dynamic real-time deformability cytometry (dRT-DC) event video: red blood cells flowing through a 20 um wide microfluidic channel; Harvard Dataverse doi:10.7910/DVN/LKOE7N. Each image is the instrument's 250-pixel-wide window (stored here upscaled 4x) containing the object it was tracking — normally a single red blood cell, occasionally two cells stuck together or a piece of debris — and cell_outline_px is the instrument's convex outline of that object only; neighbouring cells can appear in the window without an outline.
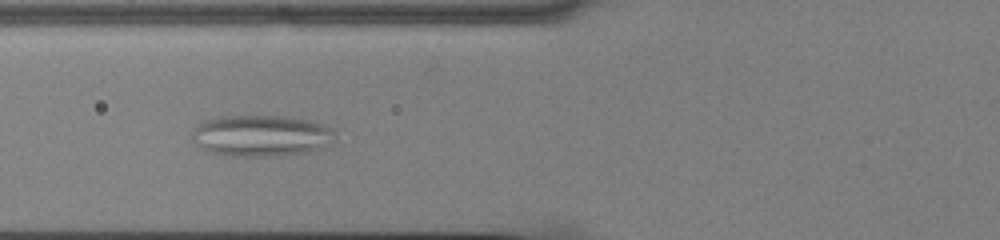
{"species": "common noctule bat (a hibernating species)", "species_latin": "Nyctalus noctula", "temperature_condition": "cold", "stored_images_in_passage": 40, "camera_frame_rate_fps": 3000, "um_per_image_px": 0.085, "animal": {"sex": "male", "body_mass_g": 13.0, "forearm_length_mm": 53.1}, "frame": {"image": 1, "passage_image": 7, "time_ms": 2.0, "image_size_px": [1000, 240], "cell_outline_px": [[336, 140], [320, 148], [308, 152], [276, 156], [232, 156], [212, 152], [196, 144], [192, 140], [192, 132], [204, 120], [220, 116], [284, 116], [312, 120], [336, 128]], "centroid_in_image_um": [22.28, 11.52], "position_along_channel_um": 103.5, "area_um2": 34.74}}
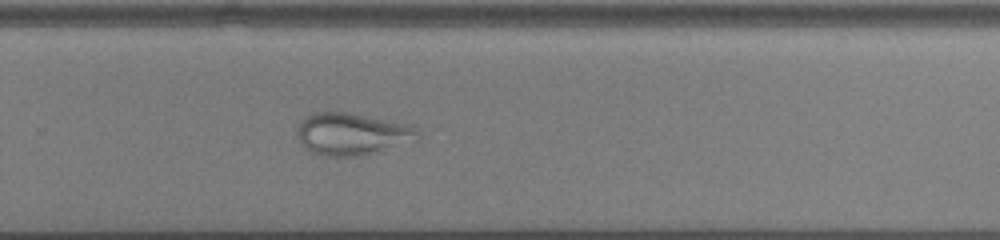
{"frame": {"image": 2, "passage_image": 23, "time_ms": 7.333, "image_size_px": [1000, 240], "cell_outline_px": [[420, 140], [364, 156], [324, 156], [312, 152], [300, 140], [296, 132], [300, 120], [316, 112], [348, 112], [412, 124], [420, 132]], "centroid_in_image_um": [30.01, 11.39], "position_along_channel_um": 299.8, "area_um2": 30.0}}
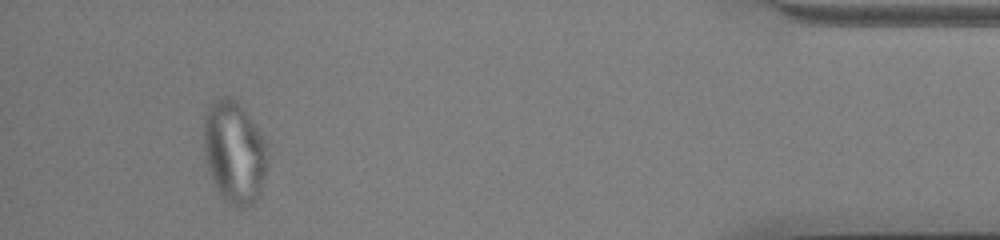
{"frame": {"image": 3, "passage_image": 37, "time_ms": 12.0, "image_size_px": [1000, 240], "cell_outline_px": [[264, 176], [260, 192], [256, 200], [252, 204], [244, 208], [240, 208], [224, 200], [220, 196], [216, 188], [208, 168], [204, 156], [204, 116], [208, 108], [220, 96], [228, 96], [236, 100], [244, 108], [264, 140]], "centroid_in_image_um": [19.86, 12.93], "position_along_channel_um": 415.3, "area_um2": 37.34}}